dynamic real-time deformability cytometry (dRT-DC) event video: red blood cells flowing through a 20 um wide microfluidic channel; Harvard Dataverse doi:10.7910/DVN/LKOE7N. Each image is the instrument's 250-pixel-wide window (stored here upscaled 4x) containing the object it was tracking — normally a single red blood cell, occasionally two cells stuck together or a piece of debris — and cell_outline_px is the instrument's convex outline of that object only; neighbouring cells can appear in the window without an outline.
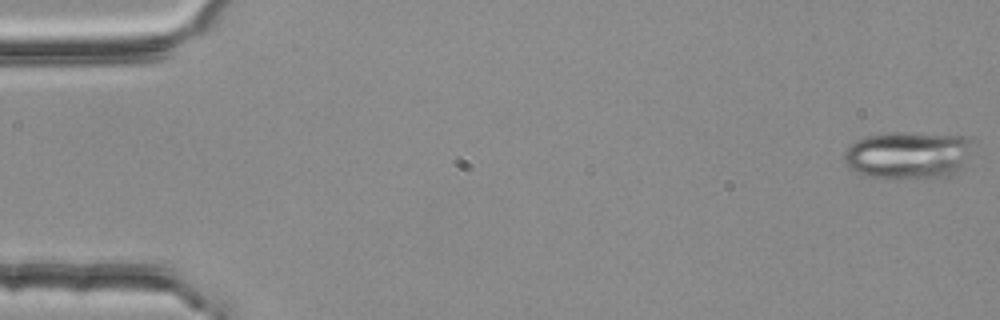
{"species": "common noctule bat (a hibernating species)", "species_latin": "Nyctalus noctula", "temperature_condition": "room temperature", "stored_images_in_passage": 54, "camera_frame_rate_fps": 3000, "um_per_image_px": 0.085, "animal": {"sex": "female", "body_mass_g": 25.1}, "frame": {"image": 1, "passage_image": 1, "time_ms": 0.0, "image_size_px": [1000, 320], "cell_outline_px": [[972, 140], [960, 164], [948, 176], [896, 180], [868, 176], [856, 172], [844, 160], [844, 152], [856, 140], [868, 136], [888, 132], [904, 132], [964, 136]], "centroid_in_image_um": [77.08, 13.18], "position_along_channel_um": 7.9, "area_um2": 34.97}}
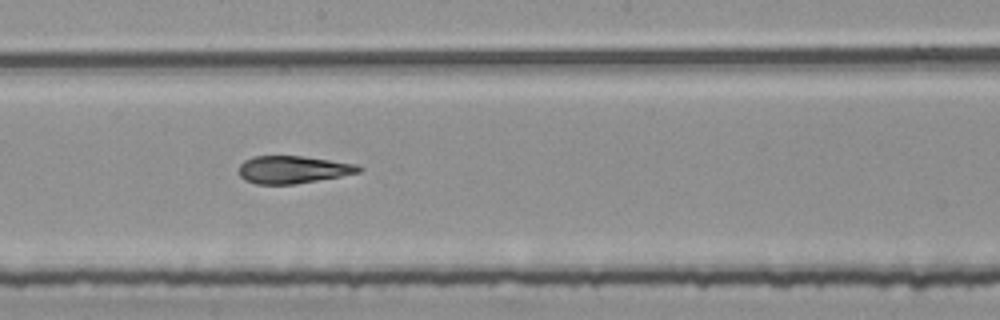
{"frame": {"image": 2, "passage_image": 30, "time_ms": 9.667, "image_size_px": [1000, 320], "cell_outline_px": [[364, 168], [360, 172], [340, 176], [296, 184], [256, 184], [244, 180], [240, 176], [240, 164], [244, 160], [252, 156], [300, 156], [360, 164]], "centroid_in_image_um": [24.92, 14.41], "position_along_channel_um": 223.3, "area_um2": 19.31}}
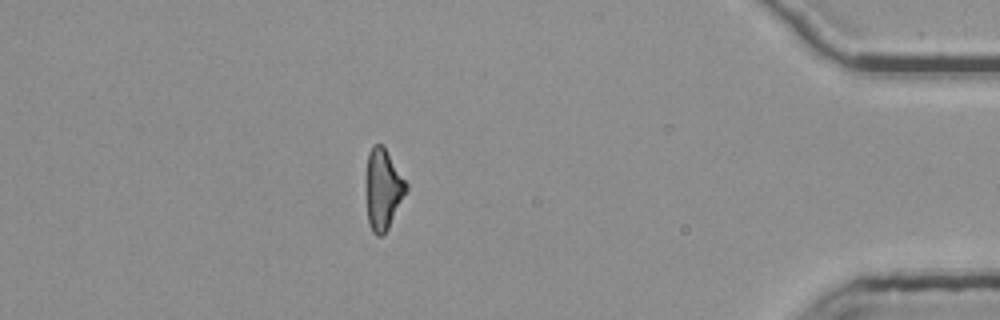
{"frame": {"image": 3, "passage_image": 48, "time_ms": 15.667, "image_size_px": [1000, 320], "cell_outline_px": [[408, 188], [388, 228], [380, 236], [376, 236], [372, 232], [368, 224], [364, 188], [368, 152], [372, 144], [384, 144], [408, 184]], "centroid_in_image_um": [32.52, 16.04], "position_along_channel_um": 402.7, "area_um2": 19.48}, "authors_computed_cell_mechanics": {"area_um2": 20.1144, "velocity_mm_per_s": 3.774, "shape_relaxation_time_tau1_ms": 7.6457, "shape_relaxation_time_tau2_ms": 2.2205, "deformation_change_tau1": 0.2229, "deformation_change_tau2": 0.1093}}